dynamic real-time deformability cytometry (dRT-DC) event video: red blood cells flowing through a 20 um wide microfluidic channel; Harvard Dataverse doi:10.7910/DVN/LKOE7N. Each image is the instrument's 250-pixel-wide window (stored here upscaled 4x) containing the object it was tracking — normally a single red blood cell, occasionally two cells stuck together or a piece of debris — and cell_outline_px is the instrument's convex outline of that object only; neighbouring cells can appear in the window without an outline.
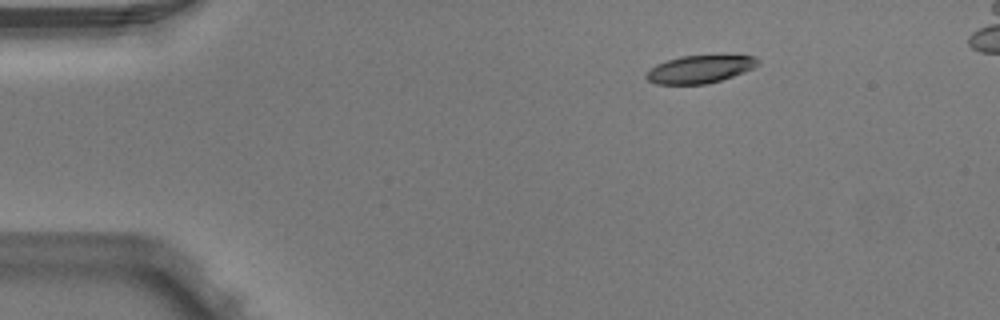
{"species": "Egyptian fruit bat (a non-hibernating species)", "species_latin": "Rousettus aegyptiacus", "temperature_condition": "warm", "stored_images_in_passage": 4, "camera_frame_rate_fps": 3000, "um_per_image_px": 0.085, "animal": {"sex": "male"}, "frame": {"image": 1, "passage_image": 1, "time_ms": 0.0, "image_size_px": [1000, 320], "cell_outline_px": [[760, 64], [744, 72], [720, 80], [704, 84], [656, 84], [648, 80], [644, 76], [656, 64], [680, 56], [756, 56], [760, 60]], "centroid_in_image_um": [59.49, 5.88], "position_along_channel_um": 25.5, "area_um2": 17.74}}